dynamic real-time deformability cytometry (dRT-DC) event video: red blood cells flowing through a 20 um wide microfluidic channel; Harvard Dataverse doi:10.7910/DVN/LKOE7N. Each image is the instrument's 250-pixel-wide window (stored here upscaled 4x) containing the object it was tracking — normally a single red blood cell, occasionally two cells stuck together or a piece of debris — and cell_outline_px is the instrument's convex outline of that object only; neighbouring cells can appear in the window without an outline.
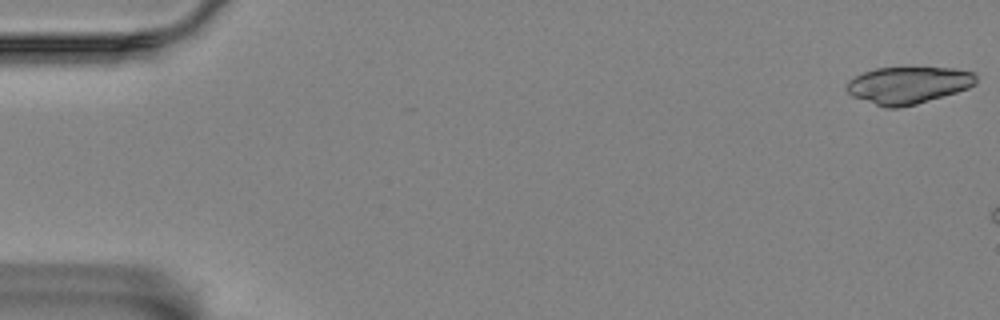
{"species": "Egyptian fruit bat (a non-hibernating species)", "species_latin": "Rousettus aegyptiacus", "temperature_condition": "room temperature", "stored_images_in_passage": 7, "camera_frame_rate_fps": 3000, "um_per_image_px": 0.085, "animal": {"sex": "female"}, "frame": {"image": 1, "passage_image": 1, "time_ms": 0.0, "image_size_px": [1000, 320], "cell_outline_px": [[976, 84], [968, 88], [956, 92], [916, 104], [900, 108], [884, 108], [852, 96], [844, 88], [848, 80], [864, 72], [876, 68], [956, 68], [976, 72]], "centroid_in_image_um": [77.19, 7.24], "position_along_channel_um": 7.8, "area_um2": 28.03}}